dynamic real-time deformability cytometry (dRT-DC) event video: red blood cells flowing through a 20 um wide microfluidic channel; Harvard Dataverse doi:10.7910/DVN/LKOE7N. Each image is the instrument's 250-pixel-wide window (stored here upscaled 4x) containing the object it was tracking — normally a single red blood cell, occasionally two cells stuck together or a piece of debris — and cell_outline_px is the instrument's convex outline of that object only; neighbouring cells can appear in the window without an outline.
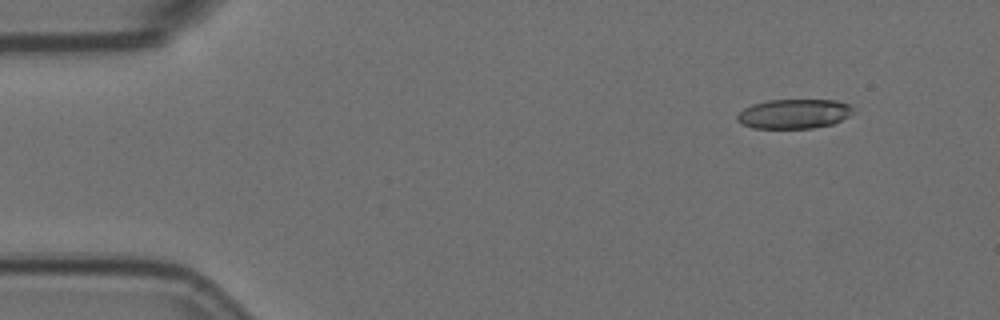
{"species": "Egyptian fruit bat (a non-hibernating species)", "species_latin": "Rousettus aegyptiacus", "temperature_condition": "room temperature", "stored_images_in_passage": 5, "camera_frame_rate_fps": 3000, "um_per_image_px": 0.085, "animal": {"sex": "female"}, "frame": {"image": 1, "passage_image": 1, "time_ms": 0.0, "image_size_px": [1000, 320], "cell_outline_px": [[856, 112], [832, 124], [812, 128], [752, 128], [740, 124], [736, 120], [736, 116], [744, 108], [752, 104], [768, 100], [836, 100], [852, 104]], "centroid_in_image_um": [67.5, 9.67], "position_along_channel_um": 17.5, "area_um2": 20.17}}
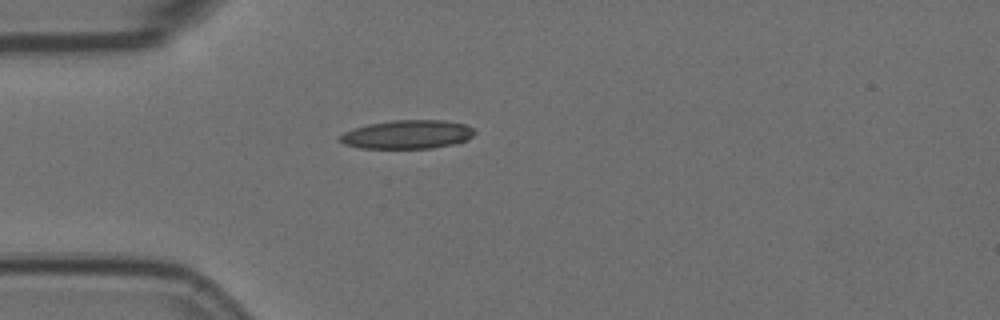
{"frame": {"image": 2, "passage_image": 3, "time_ms": 0.667, "image_size_px": [1000, 320], "cell_outline_px": [[476, 132], [468, 140], [460, 144], [432, 148], [360, 148], [344, 144], [340, 140], [340, 136], [344, 132], [368, 124], [392, 120], [444, 120], [464, 124], [472, 128]], "centroid_in_image_um": [34.69, 11.43], "position_along_channel_um": 50.3, "area_um2": 22.6}}